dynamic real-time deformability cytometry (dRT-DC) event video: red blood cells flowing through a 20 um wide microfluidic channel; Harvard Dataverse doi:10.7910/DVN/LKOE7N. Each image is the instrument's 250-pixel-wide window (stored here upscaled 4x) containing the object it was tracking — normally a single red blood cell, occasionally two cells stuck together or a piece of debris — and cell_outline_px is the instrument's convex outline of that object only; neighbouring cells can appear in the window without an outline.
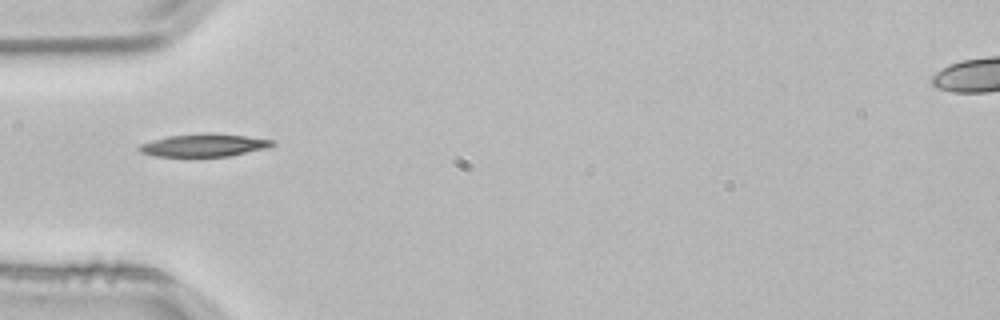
{"species": "common noctule bat (a hibernating species)", "species_latin": "Nyctalus noctula", "temperature_condition": "room temperature", "stored_images_in_passage": 1, "camera_frame_rate_fps": 3000, "um_per_image_px": 0.085, "animal": {"sex": "male", "body_mass_g": 21.5, "forearm_length_mm": 52.0}, "frame": {"image": 1, "passage_image": 1, "time_ms": 0.0, "image_size_px": [1000, 320], "cell_outline_px": [[276, 144], [268, 148], [228, 156], [156, 156], [140, 152], [136, 148], [140, 144], [152, 140], [168, 136], [208, 132], [244, 136], [276, 140]], "centroid_in_image_um": [17.35, 12.33], "position_along_channel_um": 67.6, "area_um2": 17.69}}